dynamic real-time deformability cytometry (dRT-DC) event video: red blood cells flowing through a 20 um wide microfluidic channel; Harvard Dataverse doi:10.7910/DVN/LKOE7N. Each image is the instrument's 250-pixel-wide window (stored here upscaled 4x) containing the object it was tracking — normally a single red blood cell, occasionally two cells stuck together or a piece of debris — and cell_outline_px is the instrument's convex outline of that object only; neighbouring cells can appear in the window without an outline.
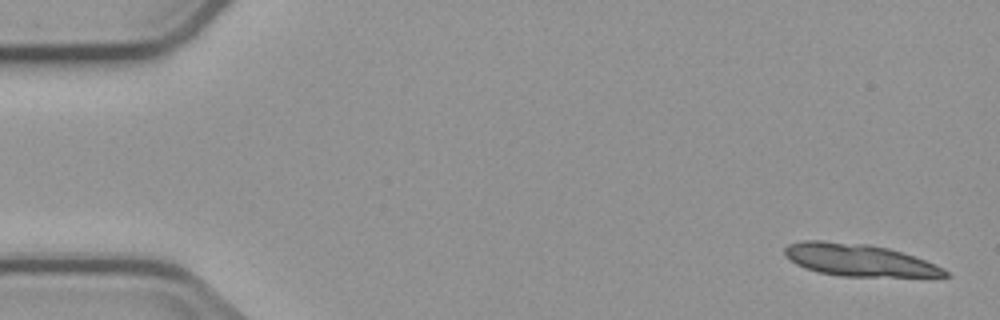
{"species": "common noctule bat (a hibernating species)", "species_latin": "Nyctalus noctula", "temperature_condition": "cold", "stored_images_in_passage": 6, "segment_of_instrument_passage": [1, 2], "camera_frame_rate_fps": 3000, "um_per_image_px": 0.085, "animal": {"sex": "male", "body_mass_g": 23.1, "forearm_length_mm": 52.7}, "frame": {"image": 1, "passage_image": 1, "time_ms": 0.0, "image_size_px": [1000, 320], "cell_outline_px": [[952, 276], [840, 276], [820, 272], [804, 268], [796, 264], [784, 256], [784, 248], [788, 244], [804, 240], [820, 240], [868, 244], [888, 248], [924, 260], [944, 268]], "centroid_in_image_um": [72.94, 22.09], "position_along_channel_um": 12.1, "area_um2": 29.82}}